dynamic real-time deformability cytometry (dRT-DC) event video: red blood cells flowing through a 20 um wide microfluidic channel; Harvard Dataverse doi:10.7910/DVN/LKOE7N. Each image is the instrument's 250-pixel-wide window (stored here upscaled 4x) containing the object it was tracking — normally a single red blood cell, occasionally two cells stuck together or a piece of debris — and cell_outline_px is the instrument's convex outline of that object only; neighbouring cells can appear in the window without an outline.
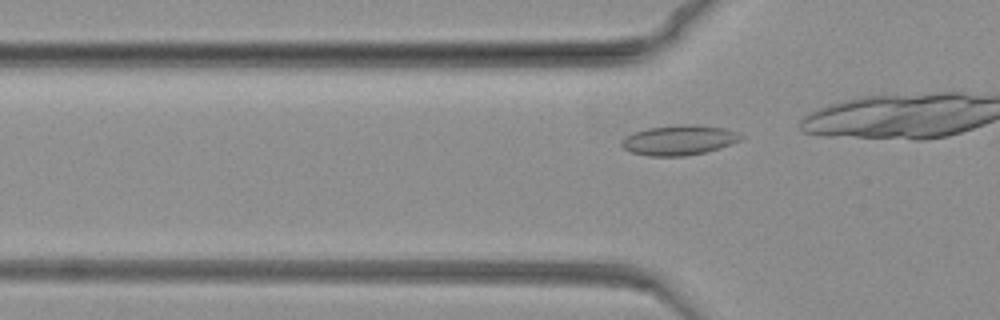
{"species": "common noctule bat (a hibernating species)", "species_latin": "Nyctalus noctula", "temperature_condition": "warm", "stored_images_in_passage": 24, "camera_frame_rate_fps": 3000, "um_per_image_px": 0.085, "animal": {"sex": "female", "body_mass_g": 19.3, "forearm_length_mm": 54.1}, "frame": {"image": 1, "passage_image": 11, "time_ms": 3.333, "image_size_px": [1000, 320], "cell_outline_px": [[744, 136], [740, 140], [732, 144], [720, 148], [704, 152], [684, 156], [648, 156], [628, 152], [620, 144], [620, 140], [624, 136], [632, 132], [648, 128], [680, 124], [696, 124], [724, 128], [736, 132]], "centroid_in_image_um": [57.67, 11.91], "position_along_channel_um": 68.1, "area_um2": 21.1}}
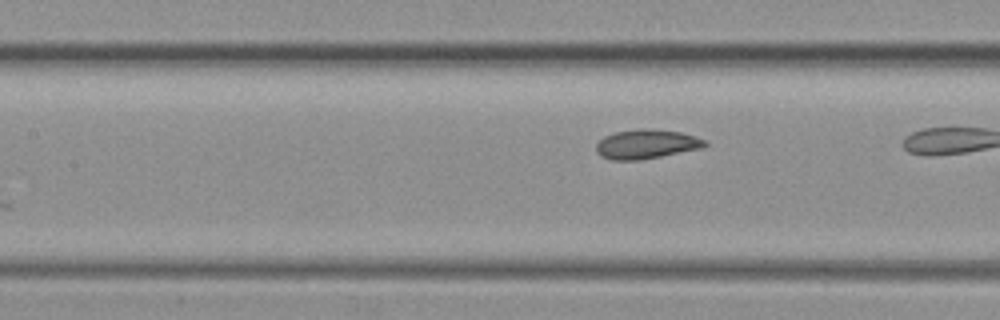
{"frame": {"image": 2, "passage_image": 21, "time_ms": 6.667, "image_size_px": [1000, 320], "cell_outline_px": [[708, 144], [704, 148], [640, 160], [612, 160], [600, 156], [596, 152], [596, 144], [604, 136], [616, 132], [640, 128], [644, 128], [680, 132], [696, 136], [704, 140]], "centroid_in_image_um": [54.94, 12.26], "position_along_channel_um": 152.5, "area_um2": 18.61}}